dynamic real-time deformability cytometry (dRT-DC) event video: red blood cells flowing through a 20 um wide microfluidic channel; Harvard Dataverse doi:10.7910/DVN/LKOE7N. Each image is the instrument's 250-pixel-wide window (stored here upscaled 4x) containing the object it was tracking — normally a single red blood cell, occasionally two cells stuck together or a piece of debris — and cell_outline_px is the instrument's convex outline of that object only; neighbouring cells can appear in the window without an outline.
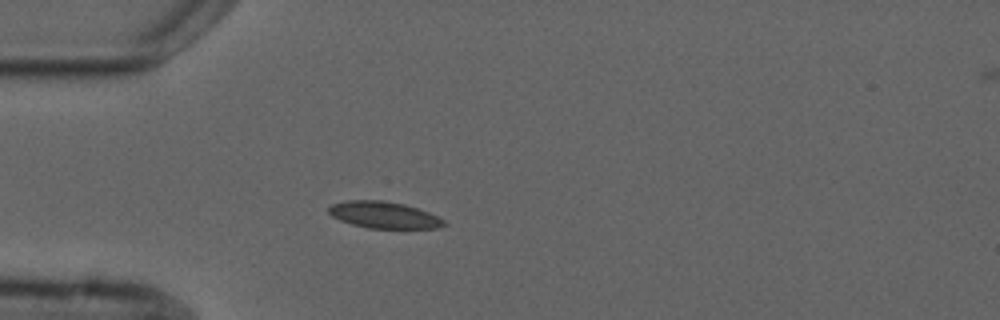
{"species": "common noctule bat (a hibernating species)", "species_latin": "Nyctalus noctula", "temperature_condition": "cold", "stored_images_in_passage": 5, "camera_frame_rate_fps": 3000, "um_per_image_px": 0.085, "animal": {"sex": "male", "forearm_length_mm": 52.5}, "frame": {"image": 1, "passage_image": 4, "time_ms": 3.667, "image_size_px": [1000, 320], "cell_outline_px": [[448, 224], [440, 228], [368, 228], [352, 224], [340, 220], [332, 216], [328, 212], [328, 208], [332, 204], [348, 200], [384, 200], [404, 204], [428, 212], [444, 220]], "centroid_in_image_um": [32.63, 18.27], "position_along_channel_um": 52.4, "area_um2": 17.86}}